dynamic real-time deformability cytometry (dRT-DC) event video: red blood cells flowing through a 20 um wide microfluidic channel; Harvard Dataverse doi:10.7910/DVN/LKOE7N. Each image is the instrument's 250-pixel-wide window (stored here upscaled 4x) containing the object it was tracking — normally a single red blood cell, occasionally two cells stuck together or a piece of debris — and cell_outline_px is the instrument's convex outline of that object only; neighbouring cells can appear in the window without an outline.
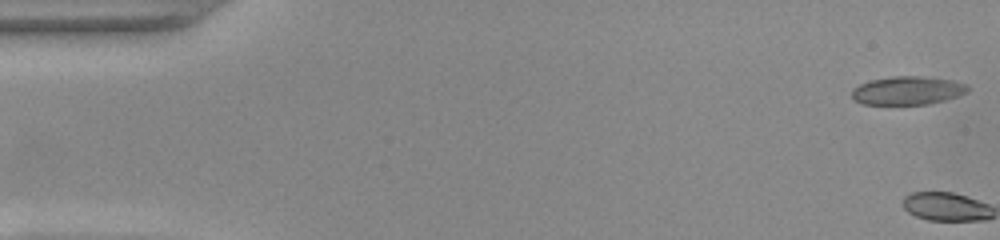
{"species": "common noctule bat (a hibernating species)", "species_latin": "Nyctalus noctula", "temperature_condition": "warm", "stored_images_in_passage": 2, "camera_frame_rate_fps": 3000, "um_per_image_px": 0.085, "animal": {"sex": "female", "body_mass_g": 22.0, "forearm_length_mm": 56.7}, "frame": {"image": 1, "passage_image": 1, "time_ms": 0.0, "image_size_px": [1000, 240], "cell_outline_px": [[968, 92], [944, 100], [928, 104], [864, 104], [852, 100], [852, 88], [868, 80], [892, 76], [920, 76], [952, 80], [968, 84]], "centroid_in_image_um": [77.11, 7.69], "position_along_channel_um": 7.9, "area_um2": 19.25}}